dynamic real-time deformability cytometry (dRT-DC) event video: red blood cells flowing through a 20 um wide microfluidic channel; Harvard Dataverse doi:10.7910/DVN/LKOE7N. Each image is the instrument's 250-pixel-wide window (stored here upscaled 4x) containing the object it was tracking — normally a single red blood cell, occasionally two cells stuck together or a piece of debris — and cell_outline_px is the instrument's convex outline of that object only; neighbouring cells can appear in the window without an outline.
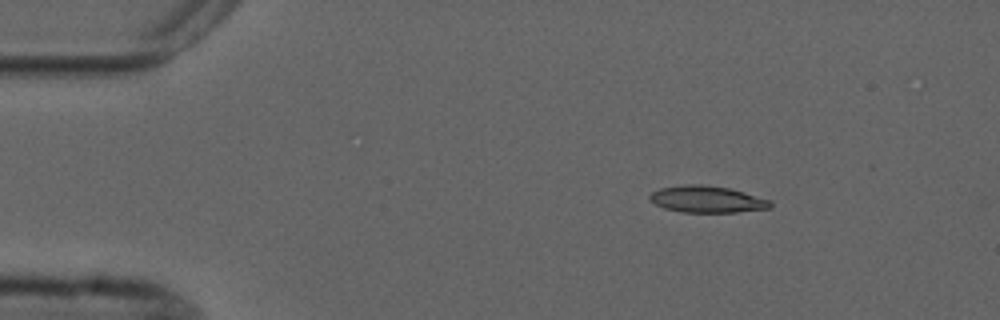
{"species": "common noctule bat (a hibernating species)", "species_latin": "Nyctalus noctula", "temperature_condition": "cold", "stored_images_in_passage": 4, "camera_frame_rate_fps": 3000, "um_per_image_px": 0.085, "animal": {"sex": "male", "forearm_length_mm": 52.5}, "frame": {"image": 1, "passage_image": 2, "time_ms": 1.333, "image_size_px": [1000, 320], "cell_outline_px": [[772, 208], [736, 212], [680, 212], [664, 208], [648, 200], [648, 196], [652, 192], [660, 188], [684, 184], [700, 184], [728, 188], [744, 192], [772, 200]], "centroid_in_image_um": [60.09, 16.94], "position_along_channel_um": 24.9, "area_um2": 18.9}}